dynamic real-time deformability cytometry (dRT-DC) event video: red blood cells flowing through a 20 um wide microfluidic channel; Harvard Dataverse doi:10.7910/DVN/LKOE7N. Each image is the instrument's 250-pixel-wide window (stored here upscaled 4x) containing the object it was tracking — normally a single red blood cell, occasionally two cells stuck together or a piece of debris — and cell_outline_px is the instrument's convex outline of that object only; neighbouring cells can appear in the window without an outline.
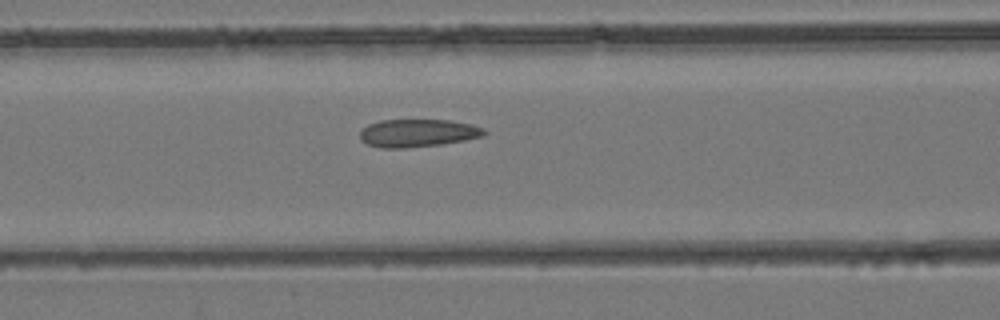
{"species": "common noctule bat (a hibernating species)", "species_latin": "Nyctalus noctula", "temperature_condition": "room temperature", "stored_images_in_passage": 44, "camera_frame_rate_fps": 3000, "um_per_image_px": 0.085, "animal": {"sex": "female", "body_mass_g": 24.6, "forearm_length_mm": 56.2}, "frame": {"image": 1, "passage_image": 19, "time_ms": 6.0, "image_size_px": [1000, 320], "cell_outline_px": [[488, 132], [484, 136], [464, 140], [440, 144], [404, 148], [380, 148], [368, 144], [360, 140], [360, 132], [368, 124], [380, 120], [448, 120], [472, 124], [484, 128]], "centroid_in_image_um": [35.52, 11.3], "position_along_channel_um": 131.1, "area_um2": 20.17}}
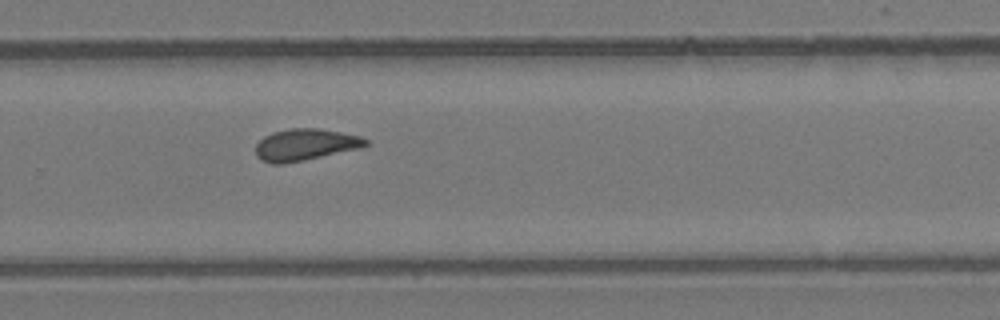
{"frame": {"image": 2, "passage_image": 30, "time_ms": 9.667, "image_size_px": [1000, 320], "cell_outline_px": [[368, 144], [360, 148], [304, 160], [284, 164], [272, 164], [256, 156], [256, 144], [264, 136], [272, 132], [288, 128], [316, 128], [340, 132], [360, 136], [368, 140]], "centroid_in_image_um": [25.93, 12.29], "position_along_channel_um": 303.9, "area_um2": 20.23}}
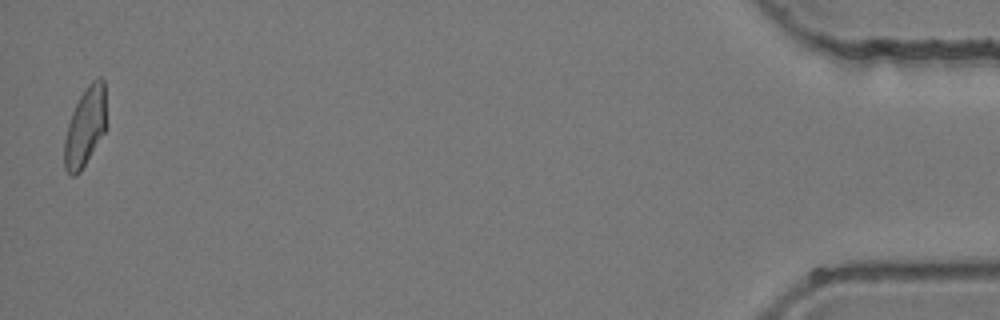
{"frame": {"image": 3, "passage_image": 44, "time_ms": 14.333, "image_size_px": [1000, 320], "cell_outline_px": [[108, 128], [80, 172], [76, 176], [68, 176], [64, 168], [64, 140], [68, 124], [72, 112], [80, 96], [88, 84], [96, 76], [100, 76], [104, 80], [108, 124]], "centroid_in_image_um": [7.28, 10.77], "position_along_channel_um": 427.9, "area_um2": 20.06}}